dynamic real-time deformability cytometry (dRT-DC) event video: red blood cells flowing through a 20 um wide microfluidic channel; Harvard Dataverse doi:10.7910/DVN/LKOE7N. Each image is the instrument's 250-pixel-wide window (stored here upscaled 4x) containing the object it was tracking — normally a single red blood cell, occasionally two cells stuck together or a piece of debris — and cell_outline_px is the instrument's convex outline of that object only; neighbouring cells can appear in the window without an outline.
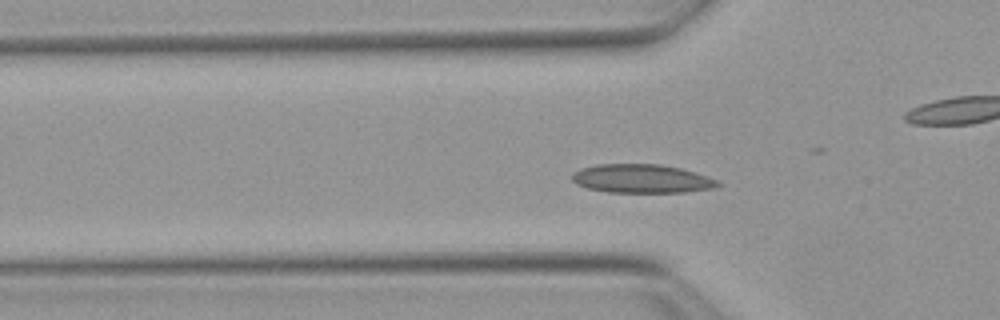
{"species": "Egyptian fruit bat (a non-hibernating species)", "species_latin": "Rousettus aegyptiacus", "temperature_condition": "warm", "stored_images_in_passage": 51, "camera_frame_rate_fps": 3000, "um_per_image_px": 0.085, "animal": {"sex": "female"}, "frame": {"image": 1, "passage_image": 14, "time_ms": 4.333, "image_size_px": [1000, 320], "cell_outline_px": [[724, 184], [712, 188], [684, 192], [608, 192], [588, 188], [576, 184], [572, 180], [572, 172], [580, 168], [596, 164], [660, 164], [680, 168], [696, 172], [708, 176]], "centroid_in_image_um": [54.53, 15.18], "position_along_channel_um": 71.3, "area_um2": 24.45}}
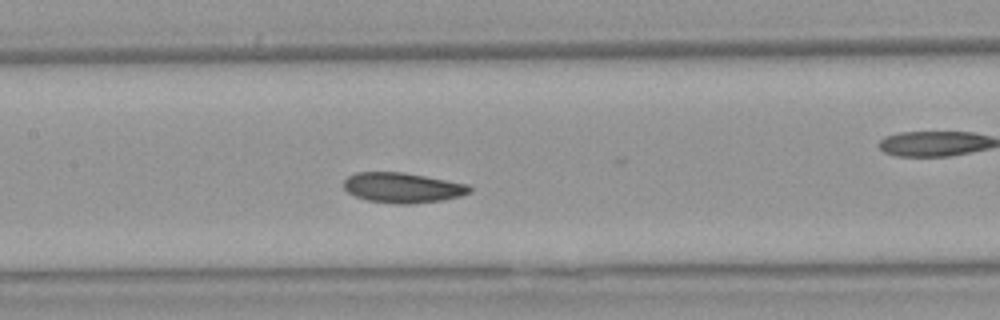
{"frame": {"image": 2, "passage_image": 22, "time_ms": 7.0, "image_size_px": [1000, 320], "cell_outline_px": [[472, 192], [460, 196], [440, 200], [412, 204], [396, 204], [368, 200], [356, 196], [348, 192], [344, 188], [344, 180], [348, 176], [356, 172], [404, 172], [468, 184], [472, 188]], "centroid_in_image_um": [34.23, 15.95], "position_along_channel_um": 173.2, "area_um2": 22.08}}
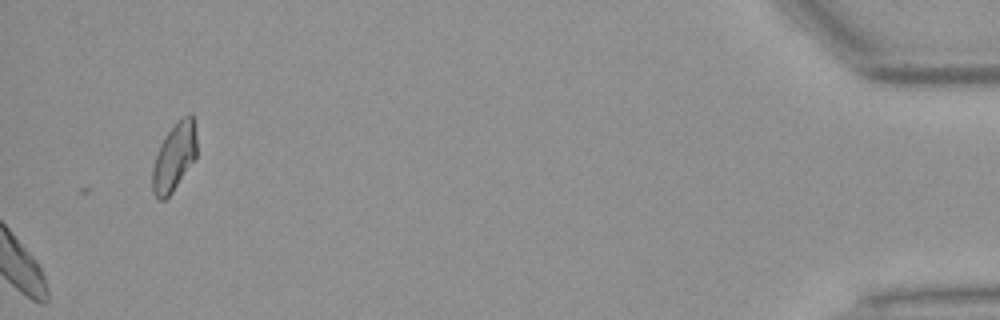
{"frame": {"image": 3, "passage_image": 51, "time_ms": 16.667, "image_size_px": [1000, 320], "cell_outline_px": [[196, 156], [172, 192], [164, 200], [156, 200], [152, 192], [152, 168], [160, 144], [164, 136], [188, 112], [192, 112], [196, 136]], "centroid_in_image_um": [14.79, 13.37], "position_along_channel_um": 420.4, "area_um2": 17.34}, "authors_computed_cell_mechanics": {"area_um2": 22.0796, "velocity_mm_per_s": 3.8217, "shape_relaxation_time_tau1_ms": 4.3118, "shape_relaxation_time_tau2_ms": 5.386, "deformation_change_tau1": 0.1055, "deformation_change_tau2": 0.0907}}